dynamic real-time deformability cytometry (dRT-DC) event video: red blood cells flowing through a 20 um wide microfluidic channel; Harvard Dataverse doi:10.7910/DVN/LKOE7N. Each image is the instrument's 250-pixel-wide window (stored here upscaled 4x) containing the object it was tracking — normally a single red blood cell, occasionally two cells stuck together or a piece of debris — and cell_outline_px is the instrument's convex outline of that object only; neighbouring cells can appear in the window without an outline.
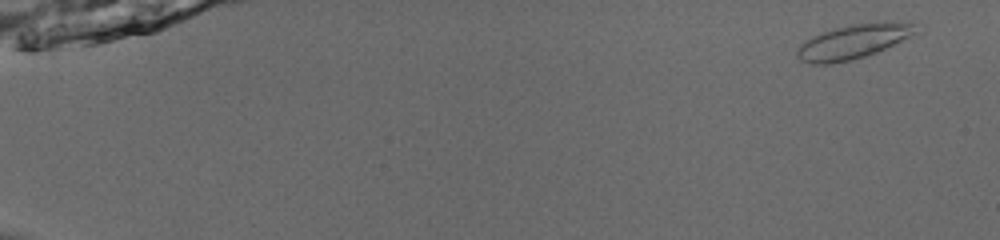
{"species": "common noctule bat (a hibernating species)", "species_latin": "Nyctalus noctula", "temperature_condition": "room temperature", "stored_images_in_passage": 53, "camera_frame_rate_fps": 3000, "um_per_image_px": 0.085, "animal": {"sex": "male", "body_mass_g": 13.0, "forearm_length_mm": 53.1}, "frame": {"image": 1, "passage_image": 3, "time_ms": 0.667, "image_size_px": [1000, 240], "cell_outline_px": [[916, 32], [876, 52], [864, 56], [832, 64], [808, 64], [800, 60], [796, 56], [796, 52], [800, 44], [812, 36], [820, 32], [852, 24], [916, 24]], "centroid_in_image_um": [72.35, 3.59], "position_along_channel_um": 12.7, "area_um2": 22.66}}
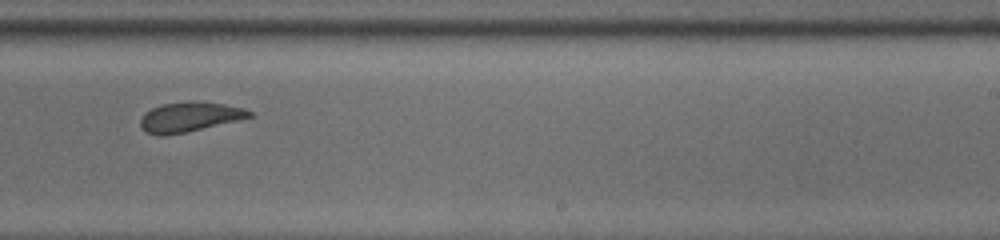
{"frame": {"image": 2, "passage_image": 36, "time_ms": 11.667, "image_size_px": [1000, 240], "cell_outline_px": [[256, 116], [188, 132], [164, 136], [156, 136], [148, 132], [140, 124], [140, 120], [144, 112], [152, 108], [164, 104], [188, 100], [200, 100], [224, 104], [244, 108], [252, 112]], "centroid_in_image_um": [16.15, 9.93], "position_along_channel_um": 272.9, "area_um2": 19.25}}
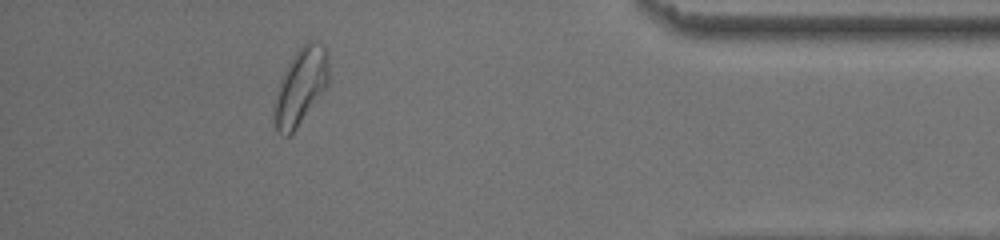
{"frame": {"image": 3, "passage_image": 49, "time_ms": 16.0, "image_size_px": [1000, 240], "cell_outline_px": [[328, 84], [296, 128], [288, 136], [280, 136], [276, 132], [276, 88], [292, 56], [304, 44], [320, 44], [328, 48]], "centroid_in_image_um": [25.56, 7.35], "position_along_channel_um": 409.6, "area_um2": 23.47}, "authors_computed_cell_mechanics": {"area_um2": 21.097, "velocity_mm_per_s": 3.8931, "shape_relaxation_time_tau1_ms": null, "shape_relaxation_time_tau2_ms": 0.9248, "deformation_change_tau1": null, "deformation_change_tau2": 0.0334}}